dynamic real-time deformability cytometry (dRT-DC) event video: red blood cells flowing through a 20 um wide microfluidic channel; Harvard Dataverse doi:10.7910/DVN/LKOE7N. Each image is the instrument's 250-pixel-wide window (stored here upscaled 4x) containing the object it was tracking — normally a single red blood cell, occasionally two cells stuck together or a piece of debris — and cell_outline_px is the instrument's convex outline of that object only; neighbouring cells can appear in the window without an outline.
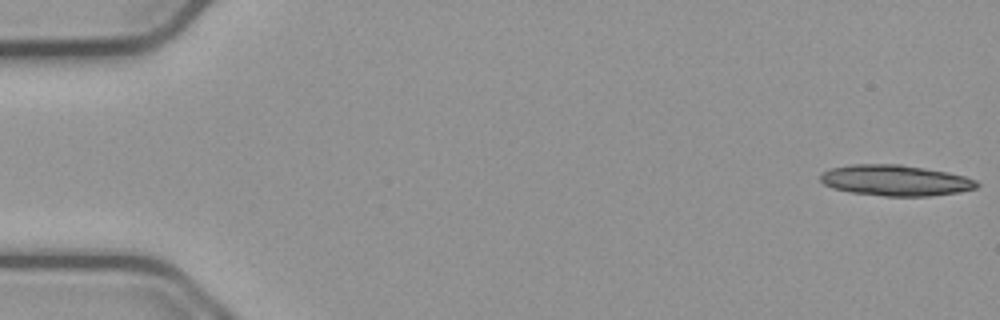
{"species": "common noctule bat (a hibernating species)", "species_latin": "Nyctalus noctula", "temperature_condition": "cold", "stored_images_in_passage": 22, "camera_frame_rate_fps": 3000, "um_per_image_px": 0.085, "animal": {"sex": "male", "body_mass_g": 23.1, "forearm_length_mm": 52.7}, "frame": {"image": 1, "passage_image": 1, "time_ms": 0.0, "image_size_px": [1000, 320], "cell_outline_px": [[980, 184], [976, 188], [960, 192], [928, 196], [884, 196], [852, 192], [832, 188], [824, 184], [820, 180], [820, 176], [824, 172], [832, 168], [852, 164], [900, 164], [948, 172], [964, 176], [976, 180]], "centroid_in_image_um": [76.13, 15.33], "position_along_channel_um": 8.9, "area_um2": 28.03}}